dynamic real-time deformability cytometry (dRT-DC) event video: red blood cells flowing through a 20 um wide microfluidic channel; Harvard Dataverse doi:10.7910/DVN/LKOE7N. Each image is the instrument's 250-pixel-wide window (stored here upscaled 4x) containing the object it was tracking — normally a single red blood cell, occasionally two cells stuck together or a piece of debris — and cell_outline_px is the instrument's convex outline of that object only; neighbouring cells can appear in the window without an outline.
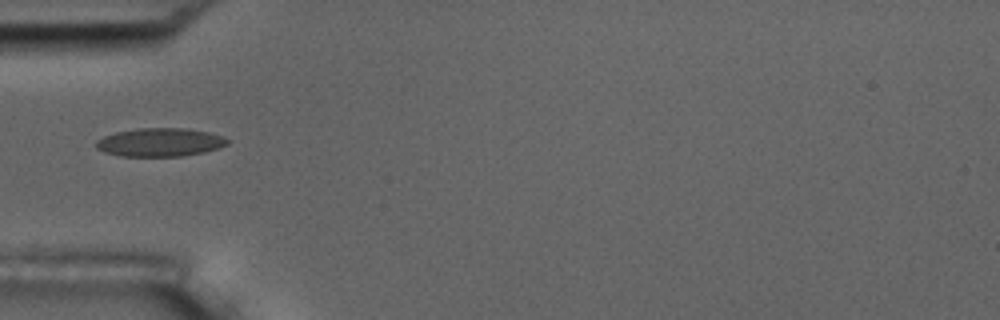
{"species": "common noctule bat (a hibernating species)", "species_latin": "Nyctalus noctula", "temperature_condition": "room temperature", "stored_images_in_passage": 1, "camera_frame_rate_fps": 3000, "um_per_image_px": 0.085, "animal": {"sex": "male", "body_mass_g": 17.5, "forearm_length_mm": 52.3}, "frame": {"image": 1, "passage_image": 1, "time_ms": 0.0, "image_size_px": [1000, 320], "cell_outline_px": [[232, 140], [228, 144], [220, 148], [204, 152], [180, 156], [120, 156], [104, 152], [96, 148], [96, 140], [104, 136], [116, 132], [136, 128], [184, 128], [208, 132]], "centroid_in_image_um": [13.6, 12.09], "position_along_channel_um": 71.4, "area_um2": 21.79}}